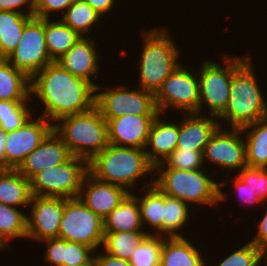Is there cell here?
Here are the masks:
<instances>
[{"label": "cell", "instance_id": "21", "mask_svg": "<svg viewBox=\"0 0 267 266\" xmlns=\"http://www.w3.org/2000/svg\"><path fill=\"white\" fill-rule=\"evenodd\" d=\"M163 115L159 113L154 119L144 147L147 159L154 167L162 163L178 143L179 122Z\"/></svg>", "mask_w": 267, "mask_h": 266}, {"label": "cell", "instance_id": "23", "mask_svg": "<svg viewBox=\"0 0 267 266\" xmlns=\"http://www.w3.org/2000/svg\"><path fill=\"white\" fill-rule=\"evenodd\" d=\"M186 236L162 237L160 266H209L205 253Z\"/></svg>", "mask_w": 267, "mask_h": 266}, {"label": "cell", "instance_id": "9", "mask_svg": "<svg viewBox=\"0 0 267 266\" xmlns=\"http://www.w3.org/2000/svg\"><path fill=\"white\" fill-rule=\"evenodd\" d=\"M88 173V161L72 156L65 163L46 168L30 179L35 196L78 198L83 180Z\"/></svg>", "mask_w": 267, "mask_h": 266}, {"label": "cell", "instance_id": "14", "mask_svg": "<svg viewBox=\"0 0 267 266\" xmlns=\"http://www.w3.org/2000/svg\"><path fill=\"white\" fill-rule=\"evenodd\" d=\"M34 112L18 129L6 133L4 168L17 169L45 137L53 130V124Z\"/></svg>", "mask_w": 267, "mask_h": 266}, {"label": "cell", "instance_id": "33", "mask_svg": "<svg viewBox=\"0 0 267 266\" xmlns=\"http://www.w3.org/2000/svg\"><path fill=\"white\" fill-rule=\"evenodd\" d=\"M60 17L81 37H89L93 28L103 20V17L86 0H75Z\"/></svg>", "mask_w": 267, "mask_h": 266}, {"label": "cell", "instance_id": "42", "mask_svg": "<svg viewBox=\"0 0 267 266\" xmlns=\"http://www.w3.org/2000/svg\"><path fill=\"white\" fill-rule=\"evenodd\" d=\"M35 0H0V10L20 12L22 14H34ZM26 10H25V9Z\"/></svg>", "mask_w": 267, "mask_h": 266}, {"label": "cell", "instance_id": "25", "mask_svg": "<svg viewBox=\"0 0 267 266\" xmlns=\"http://www.w3.org/2000/svg\"><path fill=\"white\" fill-rule=\"evenodd\" d=\"M32 196L29 179L17 169H0V203L26 210Z\"/></svg>", "mask_w": 267, "mask_h": 266}, {"label": "cell", "instance_id": "45", "mask_svg": "<svg viewBox=\"0 0 267 266\" xmlns=\"http://www.w3.org/2000/svg\"><path fill=\"white\" fill-rule=\"evenodd\" d=\"M118 0H86V2L103 18L107 13L112 12Z\"/></svg>", "mask_w": 267, "mask_h": 266}, {"label": "cell", "instance_id": "29", "mask_svg": "<svg viewBox=\"0 0 267 266\" xmlns=\"http://www.w3.org/2000/svg\"><path fill=\"white\" fill-rule=\"evenodd\" d=\"M246 145V161L251 167L267 168V117L241 128Z\"/></svg>", "mask_w": 267, "mask_h": 266}, {"label": "cell", "instance_id": "10", "mask_svg": "<svg viewBox=\"0 0 267 266\" xmlns=\"http://www.w3.org/2000/svg\"><path fill=\"white\" fill-rule=\"evenodd\" d=\"M181 63L164 81L154 95L155 104L164 116L170 109L181 113L199 114V82L197 71ZM166 112V113H165Z\"/></svg>", "mask_w": 267, "mask_h": 266}, {"label": "cell", "instance_id": "19", "mask_svg": "<svg viewBox=\"0 0 267 266\" xmlns=\"http://www.w3.org/2000/svg\"><path fill=\"white\" fill-rule=\"evenodd\" d=\"M71 157L68 147L52 130L40 145L26 156L17 170L30 180L39 171L61 165Z\"/></svg>", "mask_w": 267, "mask_h": 266}, {"label": "cell", "instance_id": "24", "mask_svg": "<svg viewBox=\"0 0 267 266\" xmlns=\"http://www.w3.org/2000/svg\"><path fill=\"white\" fill-rule=\"evenodd\" d=\"M141 189L140 193L135 190L131 194L138 201L143 228L149 235L163 237L164 193L155 184Z\"/></svg>", "mask_w": 267, "mask_h": 266}, {"label": "cell", "instance_id": "6", "mask_svg": "<svg viewBox=\"0 0 267 266\" xmlns=\"http://www.w3.org/2000/svg\"><path fill=\"white\" fill-rule=\"evenodd\" d=\"M53 130L72 156L88 162L109 145L107 121L95 106L86 112L59 119L53 124Z\"/></svg>", "mask_w": 267, "mask_h": 266}, {"label": "cell", "instance_id": "20", "mask_svg": "<svg viewBox=\"0 0 267 266\" xmlns=\"http://www.w3.org/2000/svg\"><path fill=\"white\" fill-rule=\"evenodd\" d=\"M179 135L176 149L204 151L210 137L220 127L215 116L198 113H180Z\"/></svg>", "mask_w": 267, "mask_h": 266}, {"label": "cell", "instance_id": "16", "mask_svg": "<svg viewBox=\"0 0 267 266\" xmlns=\"http://www.w3.org/2000/svg\"><path fill=\"white\" fill-rule=\"evenodd\" d=\"M95 39L92 37H80L77 42L64 54L57 62L63 69L72 75L84 79L95 88L100 83H95L98 79L100 55ZM94 80V81H93Z\"/></svg>", "mask_w": 267, "mask_h": 266}, {"label": "cell", "instance_id": "46", "mask_svg": "<svg viewBox=\"0 0 267 266\" xmlns=\"http://www.w3.org/2000/svg\"><path fill=\"white\" fill-rule=\"evenodd\" d=\"M5 138L6 132L0 129V169L4 168Z\"/></svg>", "mask_w": 267, "mask_h": 266}, {"label": "cell", "instance_id": "32", "mask_svg": "<svg viewBox=\"0 0 267 266\" xmlns=\"http://www.w3.org/2000/svg\"><path fill=\"white\" fill-rule=\"evenodd\" d=\"M191 209L184 201L164 194L163 237H184V227H188L190 219L198 213H192Z\"/></svg>", "mask_w": 267, "mask_h": 266}, {"label": "cell", "instance_id": "26", "mask_svg": "<svg viewBox=\"0 0 267 266\" xmlns=\"http://www.w3.org/2000/svg\"><path fill=\"white\" fill-rule=\"evenodd\" d=\"M104 231H145L138 201L131 193L104 219Z\"/></svg>", "mask_w": 267, "mask_h": 266}, {"label": "cell", "instance_id": "15", "mask_svg": "<svg viewBox=\"0 0 267 266\" xmlns=\"http://www.w3.org/2000/svg\"><path fill=\"white\" fill-rule=\"evenodd\" d=\"M65 198L33 195L26 215V240L39 243L50 238H58L60 222L64 212ZM30 208V209H29Z\"/></svg>", "mask_w": 267, "mask_h": 266}, {"label": "cell", "instance_id": "8", "mask_svg": "<svg viewBox=\"0 0 267 266\" xmlns=\"http://www.w3.org/2000/svg\"><path fill=\"white\" fill-rule=\"evenodd\" d=\"M130 87V85L124 86L117 83V86L99 84L95 88V107L106 121L125 114L158 115L160 113L153 93L140 87L139 89L136 87L135 90Z\"/></svg>", "mask_w": 267, "mask_h": 266}, {"label": "cell", "instance_id": "48", "mask_svg": "<svg viewBox=\"0 0 267 266\" xmlns=\"http://www.w3.org/2000/svg\"><path fill=\"white\" fill-rule=\"evenodd\" d=\"M75 266H77V265H75ZM84 266H96V264H95L94 260H92L90 263H88Z\"/></svg>", "mask_w": 267, "mask_h": 266}, {"label": "cell", "instance_id": "44", "mask_svg": "<svg viewBox=\"0 0 267 266\" xmlns=\"http://www.w3.org/2000/svg\"><path fill=\"white\" fill-rule=\"evenodd\" d=\"M100 250L95 251L93 256L96 266H131L129 260L114 257L103 250L100 252Z\"/></svg>", "mask_w": 267, "mask_h": 266}, {"label": "cell", "instance_id": "4", "mask_svg": "<svg viewBox=\"0 0 267 266\" xmlns=\"http://www.w3.org/2000/svg\"><path fill=\"white\" fill-rule=\"evenodd\" d=\"M254 67L251 56L232 75L227 107L218 117L221 127L242 128L267 117V98Z\"/></svg>", "mask_w": 267, "mask_h": 266}, {"label": "cell", "instance_id": "49", "mask_svg": "<svg viewBox=\"0 0 267 266\" xmlns=\"http://www.w3.org/2000/svg\"><path fill=\"white\" fill-rule=\"evenodd\" d=\"M60 266H75V264L71 265V264H63V265H60Z\"/></svg>", "mask_w": 267, "mask_h": 266}, {"label": "cell", "instance_id": "17", "mask_svg": "<svg viewBox=\"0 0 267 266\" xmlns=\"http://www.w3.org/2000/svg\"><path fill=\"white\" fill-rule=\"evenodd\" d=\"M129 194L126 188L100 181L88 172L78 198L104 220Z\"/></svg>", "mask_w": 267, "mask_h": 266}, {"label": "cell", "instance_id": "18", "mask_svg": "<svg viewBox=\"0 0 267 266\" xmlns=\"http://www.w3.org/2000/svg\"><path fill=\"white\" fill-rule=\"evenodd\" d=\"M157 115L115 117L107 121L109 144L144 149L152 123Z\"/></svg>", "mask_w": 267, "mask_h": 266}, {"label": "cell", "instance_id": "36", "mask_svg": "<svg viewBox=\"0 0 267 266\" xmlns=\"http://www.w3.org/2000/svg\"><path fill=\"white\" fill-rule=\"evenodd\" d=\"M162 236L148 235L129 259L131 266H160Z\"/></svg>", "mask_w": 267, "mask_h": 266}, {"label": "cell", "instance_id": "30", "mask_svg": "<svg viewBox=\"0 0 267 266\" xmlns=\"http://www.w3.org/2000/svg\"><path fill=\"white\" fill-rule=\"evenodd\" d=\"M27 212L24 209L0 203V249L13 250L12 241L26 239ZM13 248V249H12Z\"/></svg>", "mask_w": 267, "mask_h": 266}, {"label": "cell", "instance_id": "28", "mask_svg": "<svg viewBox=\"0 0 267 266\" xmlns=\"http://www.w3.org/2000/svg\"><path fill=\"white\" fill-rule=\"evenodd\" d=\"M56 18L44 19L46 48L53 61H57L81 37L60 18Z\"/></svg>", "mask_w": 267, "mask_h": 266}, {"label": "cell", "instance_id": "37", "mask_svg": "<svg viewBox=\"0 0 267 266\" xmlns=\"http://www.w3.org/2000/svg\"><path fill=\"white\" fill-rule=\"evenodd\" d=\"M204 151L179 150L171 152L162 163L154 168H170L178 170H201L206 169L203 161Z\"/></svg>", "mask_w": 267, "mask_h": 266}, {"label": "cell", "instance_id": "40", "mask_svg": "<svg viewBox=\"0 0 267 266\" xmlns=\"http://www.w3.org/2000/svg\"><path fill=\"white\" fill-rule=\"evenodd\" d=\"M225 180H222L220 181V203L221 202H226L225 200L228 198V193L225 194L223 191L225 188V186L227 185H232V190L233 193L236 192L237 194L235 196H238V200H241L239 202H241L243 205L244 203L247 204L249 207H254L255 206L256 208H258V205L261 204L262 206V203L256 198V193L255 191H253L251 189V187H249L248 184H245V182H243L236 174L235 176L232 177V179L229 181V178L227 176H225ZM228 180V182L226 181ZM223 187V188H222Z\"/></svg>", "mask_w": 267, "mask_h": 266}, {"label": "cell", "instance_id": "13", "mask_svg": "<svg viewBox=\"0 0 267 266\" xmlns=\"http://www.w3.org/2000/svg\"><path fill=\"white\" fill-rule=\"evenodd\" d=\"M203 161L208 168L213 165V168L216 166L218 170H228L231 174L240 172L247 165L246 145L241 128L227 129L220 126L205 145Z\"/></svg>", "mask_w": 267, "mask_h": 266}, {"label": "cell", "instance_id": "31", "mask_svg": "<svg viewBox=\"0 0 267 266\" xmlns=\"http://www.w3.org/2000/svg\"><path fill=\"white\" fill-rule=\"evenodd\" d=\"M34 15L0 10V58H7L17 47L25 25Z\"/></svg>", "mask_w": 267, "mask_h": 266}, {"label": "cell", "instance_id": "47", "mask_svg": "<svg viewBox=\"0 0 267 266\" xmlns=\"http://www.w3.org/2000/svg\"><path fill=\"white\" fill-rule=\"evenodd\" d=\"M262 266H267V250L264 251L263 257H262ZM265 261V262H264ZM265 264V265H264Z\"/></svg>", "mask_w": 267, "mask_h": 266}, {"label": "cell", "instance_id": "5", "mask_svg": "<svg viewBox=\"0 0 267 266\" xmlns=\"http://www.w3.org/2000/svg\"><path fill=\"white\" fill-rule=\"evenodd\" d=\"M207 168L201 170H178L154 168V184L166 195L176 197L191 208L220 204V182L213 179ZM217 181V182H216Z\"/></svg>", "mask_w": 267, "mask_h": 266}, {"label": "cell", "instance_id": "12", "mask_svg": "<svg viewBox=\"0 0 267 266\" xmlns=\"http://www.w3.org/2000/svg\"><path fill=\"white\" fill-rule=\"evenodd\" d=\"M6 59L14 69L20 70L30 79L54 62L46 48L44 18L33 17L25 25L19 44Z\"/></svg>", "mask_w": 267, "mask_h": 266}, {"label": "cell", "instance_id": "35", "mask_svg": "<svg viewBox=\"0 0 267 266\" xmlns=\"http://www.w3.org/2000/svg\"><path fill=\"white\" fill-rule=\"evenodd\" d=\"M32 102L0 100V129L7 133L20 128L34 112L37 113L29 107Z\"/></svg>", "mask_w": 267, "mask_h": 266}, {"label": "cell", "instance_id": "2", "mask_svg": "<svg viewBox=\"0 0 267 266\" xmlns=\"http://www.w3.org/2000/svg\"><path fill=\"white\" fill-rule=\"evenodd\" d=\"M88 172L98 180L122 186L130 193L137 189L136 184L142 188L154 184V166L140 148L109 144L88 162ZM146 178L151 180L147 182Z\"/></svg>", "mask_w": 267, "mask_h": 266}, {"label": "cell", "instance_id": "7", "mask_svg": "<svg viewBox=\"0 0 267 266\" xmlns=\"http://www.w3.org/2000/svg\"><path fill=\"white\" fill-rule=\"evenodd\" d=\"M223 64L206 59L200 63L197 69L199 82V114L205 115L207 107L208 115L219 117L226 109L230 94L232 75L251 57L245 53L242 57L234 54L223 53ZM203 105V106H202ZM205 106V107H204Z\"/></svg>", "mask_w": 267, "mask_h": 266}, {"label": "cell", "instance_id": "11", "mask_svg": "<svg viewBox=\"0 0 267 266\" xmlns=\"http://www.w3.org/2000/svg\"><path fill=\"white\" fill-rule=\"evenodd\" d=\"M104 234L101 217L79 198H65L58 238L87 245L97 251L102 247Z\"/></svg>", "mask_w": 267, "mask_h": 266}, {"label": "cell", "instance_id": "43", "mask_svg": "<svg viewBox=\"0 0 267 266\" xmlns=\"http://www.w3.org/2000/svg\"><path fill=\"white\" fill-rule=\"evenodd\" d=\"M265 212L260 221L256 224L257 232H255V236H252V239L249 242L255 244L257 247L261 248L263 251L267 250V207L263 206Z\"/></svg>", "mask_w": 267, "mask_h": 266}, {"label": "cell", "instance_id": "34", "mask_svg": "<svg viewBox=\"0 0 267 266\" xmlns=\"http://www.w3.org/2000/svg\"><path fill=\"white\" fill-rule=\"evenodd\" d=\"M148 235L145 231L105 232L101 249L114 257L129 260Z\"/></svg>", "mask_w": 267, "mask_h": 266}, {"label": "cell", "instance_id": "22", "mask_svg": "<svg viewBox=\"0 0 267 266\" xmlns=\"http://www.w3.org/2000/svg\"><path fill=\"white\" fill-rule=\"evenodd\" d=\"M46 244L43 261L51 266L75 264L84 266L93 260L95 250L87 245L66 241L60 238H50L39 242Z\"/></svg>", "mask_w": 267, "mask_h": 266}, {"label": "cell", "instance_id": "3", "mask_svg": "<svg viewBox=\"0 0 267 266\" xmlns=\"http://www.w3.org/2000/svg\"><path fill=\"white\" fill-rule=\"evenodd\" d=\"M169 30L168 27L160 26L141 30L143 46L136 62L139 66L137 87L154 95L161 88L163 81L181 64V50Z\"/></svg>", "mask_w": 267, "mask_h": 266}, {"label": "cell", "instance_id": "38", "mask_svg": "<svg viewBox=\"0 0 267 266\" xmlns=\"http://www.w3.org/2000/svg\"><path fill=\"white\" fill-rule=\"evenodd\" d=\"M231 254H224L225 258H220L216 266H262L264 251L251 242L244 243L237 247ZM215 266V265H213Z\"/></svg>", "mask_w": 267, "mask_h": 266}, {"label": "cell", "instance_id": "27", "mask_svg": "<svg viewBox=\"0 0 267 266\" xmlns=\"http://www.w3.org/2000/svg\"><path fill=\"white\" fill-rule=\"evenodd\" d=\"M30 83L28 76L14 69L6 58H0V100L33 101Z\"/></svg>", "mask_w": 267, "mask_h": 266}, {"label": "cell", "instance_id": "41", "mask_svg": "<svg viewBox=\"0 0 267 266\" xmlns=\"http://www.w3.org/2000/svg\"><path fill=\"white\" fill-rule=\"evenodd\" d=\"M75 0H35L34 17L49 19L56 14H64ZM61 12V13H58ZM53 14V15H52Z\"/></svg>", "mask_w": 267, "mask_h": 266}, {"label": "cell", "instance_id": "39", "mask_svg": "<svg viewBox=\"0 0 267 266\" xmlns=\"http://www.w3.org/2000/svg\"><path fill=\"white\" fill-rule=\"evenodd\" d=\"M237 176L255 191L256 198L267 204V168L244 166Z\"/></svg>", "mask_w": 267, "mask_h": 266}, {"label": "cell", "instance_id": "1", "mask_svg": "<svg viewBox=\"0 0 267 266\" xmlns=\"http://www.w3.org/2000/svg\"><path fill=\"white\" fill-rule=\"evenodd\" d=\"M30 97L41 104L39 113L52 124L59 119L86 112L95 106V87L72 75L57 62L37 72L30 83Z\"/></svg>", "mask_w": 267, "mask_h": 266}]
</instances>
